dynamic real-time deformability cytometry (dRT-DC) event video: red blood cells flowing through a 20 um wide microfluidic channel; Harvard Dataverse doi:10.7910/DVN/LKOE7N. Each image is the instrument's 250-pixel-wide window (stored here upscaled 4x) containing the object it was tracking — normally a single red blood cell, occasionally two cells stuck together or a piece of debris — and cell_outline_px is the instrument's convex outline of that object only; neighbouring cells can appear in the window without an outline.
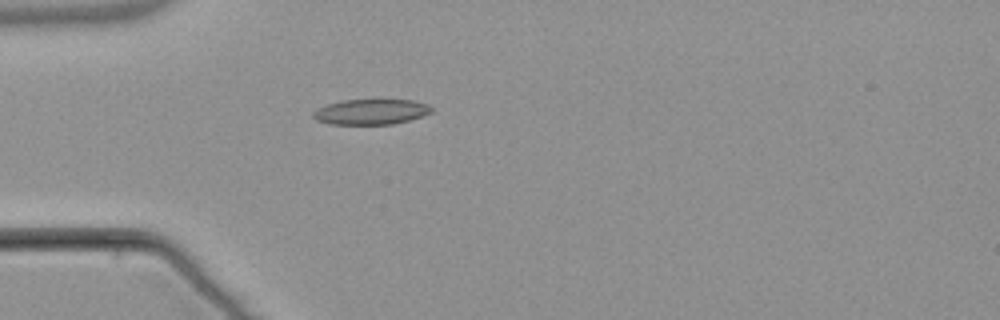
{"species": "common noctule bat (a hibernating species)", "species_latin": "Nyctalus noctula", "temperature_condition": "warm", "stored_images_in_passage": 1, "camera_frame_rate_fps": 3000, "um_per_image_px": 0.085, "animal": {"sex": "male", "body_mass_g": 21.5, "forearm_length_mm": 52.0}, "frame": {"image": 1, "passage_image": 1, "time_ms": 0.0, "image_size_px": [1000, 320], "cell_outline_px": [[432, 112], [408, 120], [392, 124], [328, 124], [316, 120], [312, 116], [312, 112], [316, 108], [340, 100], [380, 96], [412, 100], [428, 104], [432, 108]], "centroid_in_image_um": [31.51, 9.44], "position_along_channel_um": 53.5, "area_um2": 18.5}}